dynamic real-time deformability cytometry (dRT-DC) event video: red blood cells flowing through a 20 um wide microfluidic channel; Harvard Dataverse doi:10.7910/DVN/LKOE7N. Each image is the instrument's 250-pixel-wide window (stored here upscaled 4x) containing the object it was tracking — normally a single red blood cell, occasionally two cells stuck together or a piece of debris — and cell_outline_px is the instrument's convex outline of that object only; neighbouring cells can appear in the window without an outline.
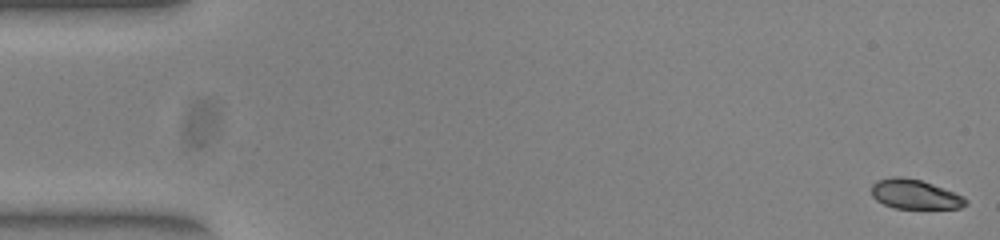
{"species": "common noctule bat (a hibernating species)", "species_latin": "Nyctalus noctula", "temperature_condition": "warm", "stored_images_in_passage": 53, "camera_frame_rate_fps": 3000, "um_per_image_px": 0.085, "animal": {"sex": "female", "body_mass_g": 23.0, "forearm_length_mm": 53.4}, "frame": {"image": 1, "passage_image": 1, "time_ms": 0.0, "image_size_px": [1000, 240], "cell_outline_px": [[968, 204], [960, 208], [896, 208], [884, 204], [876, 200], [872, 196], [872, 184], [876, 180], [892, 176], [900, 176], [920, 180], [932, 184], [964, 196], [968, 200]], "centroid_in_image_um": [77.76, 16.51], "position_along_channel_um": 7.2, "area_um2": 16.18}}
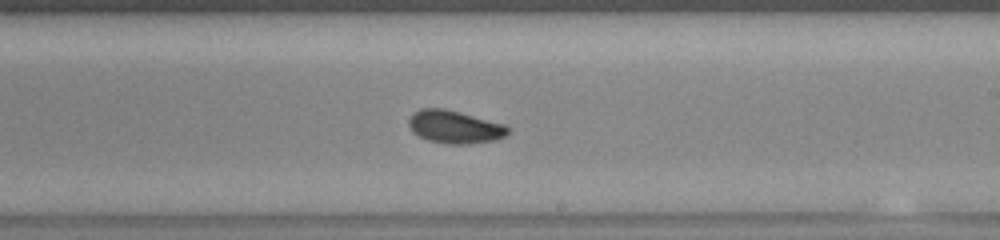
{"frame": {"image": 2, "passage_image": 31, "time_ms": 10.0, "image_size_px": [1000, 240], "cell_outline_px": [[508, 132], [504, 136], [496, 140], [468, 144], [448, 144], [428, 140], [412, 132], [408, 124], [408, 120], [412, 112], [420, 108], [444, 108], [460, 112], [504, 124], [508, 128]], "centroid_in_image_um": [38.6, 10.78], "position_along_channel_um": 250.4, "area_um2": 19.02}}
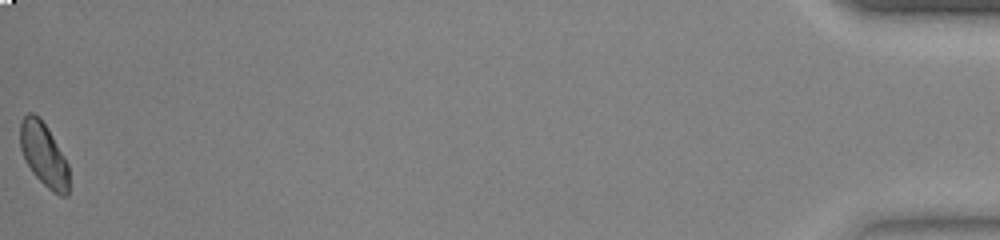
{"frame": {"image": 3, "passage_image": 53, "time_ms": 17.333, "image_size_px": [1000, 240], "cell_outline_px": [[68, 196], [60, 196], [52, 192], [32, 172], [24, 160], [20, 148], [20, 120], [28, 112], [32, 112], [40, 116], [68, 164]], "centroid_in_image_um": [3.69, 13.13], "position_along_channel_um": 431.5, "area_um2": 18.03}, "authors_computed_cell_mechanics": {"area_um2": 18.207, "velocity_mm_per_s": 3.8951, "shape_relaxation_time_tau1_ms": 4.9531, "shape_relaxation_time_tau2_ms": 5.4939, "deformation_change_tau1": 0.1374, "deformation_change_tau2": 0.0731}}